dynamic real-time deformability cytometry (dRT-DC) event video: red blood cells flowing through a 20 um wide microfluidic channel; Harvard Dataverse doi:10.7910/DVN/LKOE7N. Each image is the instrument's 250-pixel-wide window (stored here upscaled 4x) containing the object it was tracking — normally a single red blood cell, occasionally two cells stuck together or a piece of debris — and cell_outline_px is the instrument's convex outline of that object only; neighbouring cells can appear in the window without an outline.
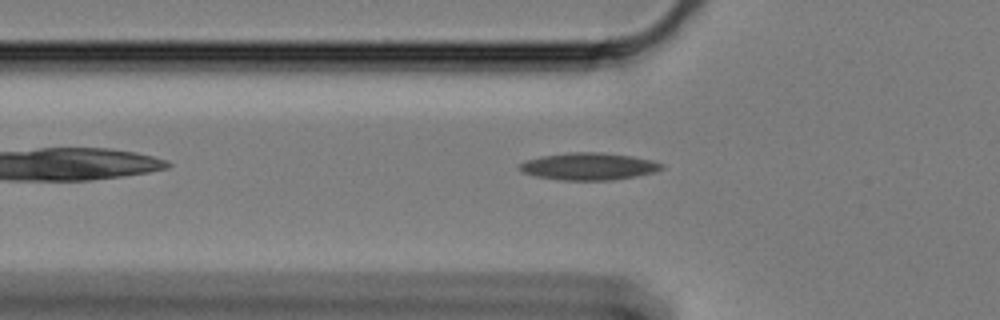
{"species": "Egyptian fruit bat (a non-hibernating species)", "species_latin": "Rousettus aegyptiacus", "temperature_condition": "cold", "stored_images_in_passage": 29, "camera_frame_rate_fps": 3000, "um_per_image_px": 0.085, "animal": {"sex": "female"}, "frame": {"image": 1, "passage_image": 8, "time_ms": 2.333, "image_size_px": [1000, 320], "cell_outline_px": [[664, 168], [652, 172], [636, 176], [612, 180], [560, 180], [536, 176], [520, 172], [516, 168], [524, 160], [540, 156], [568, 152], [600, 152], [632, 156], [652, 160], [664, 164]], "centroid_in_image_um": [49.99, 14.14], "position_along_channel_um": 75.8, "area_um2": 22.72}}
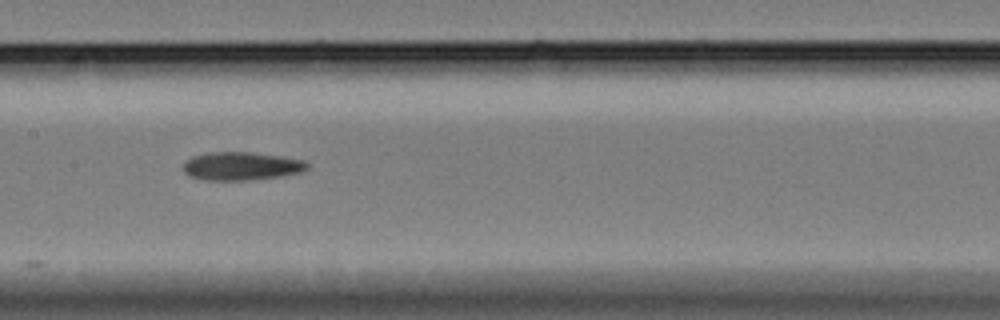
{"frame": {"image": 2, "passage_image": 18, "time_ms": 5.667, "image_size_px": [1000, 320], "cell_outline_px": [[308, 168], [300, 172], [280, 176], [248, 180], [204, 180], [188, 176], [184, 172], [184, 160], [192, 156], [208, 152], [252, 152], [284, 156], [304, 160], [308, 164]], "centroid_in_image_um": [20.49, 14.11], "position_along_channel_um": 186.9, "area_um2": 20.58}}
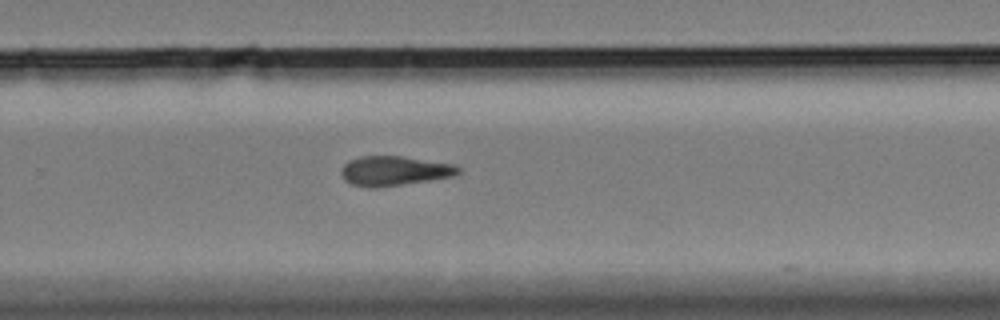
{"frame": {"image": 3, "passage_image": 28, "time_ms": 9.0, "image_size_px": [1000, 320], "cell_outline_px": [[460, 172], [452, 176], [428, 180], [376, 188], [368, 188], [352, 184], [344, 180], [340, 172], [344, 164], [348, 160], [360, 156], [400, 156], [452, 164], [460, 168]], "centroid_in_image_um": [33.44, 14.52], "position_along_channel_um": 296.4, "area_um2": 20.0}}